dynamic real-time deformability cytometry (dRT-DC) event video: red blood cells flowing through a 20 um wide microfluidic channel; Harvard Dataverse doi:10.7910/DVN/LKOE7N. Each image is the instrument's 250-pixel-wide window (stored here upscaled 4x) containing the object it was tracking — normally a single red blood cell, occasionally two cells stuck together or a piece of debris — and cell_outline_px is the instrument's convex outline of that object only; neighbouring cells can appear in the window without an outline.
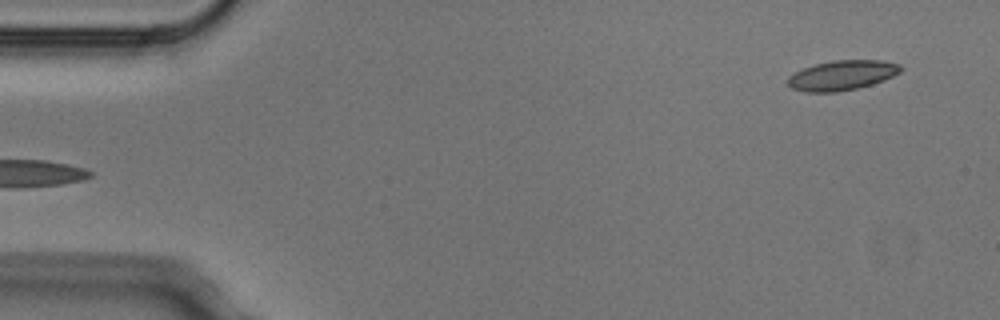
{"species": "Egyptian fruit bat (a non-hibernating species)", "species_latin": "Rousettus aegyptiacus", "temperature_condition": "cold", "stored_images_in_passage": 4, "segment_of_instrument_passage": [2, 2], "camera_frame_rate_fps": 3000, "um_per_image_px": 0.085, "animal": {"sex": "male"}, "frame": {"image": 1, "passage_image": 4, "time_ms": 1.0, "image_size_px": [1000, 320], "cell_outline_px": [[904, 68], [900, 72], [884, 80], [872, 84], [856, 88], [836, 92], [804, 92], [792, 88], [788, 84], [788, 76], [804, 68], [816, 64], [832, 60], [880, 60], [900, 64]], "centroid_in_image_um": [71.59, 6.39], "position_along_channel_um": 13.4, "area_um2": 19.54}}